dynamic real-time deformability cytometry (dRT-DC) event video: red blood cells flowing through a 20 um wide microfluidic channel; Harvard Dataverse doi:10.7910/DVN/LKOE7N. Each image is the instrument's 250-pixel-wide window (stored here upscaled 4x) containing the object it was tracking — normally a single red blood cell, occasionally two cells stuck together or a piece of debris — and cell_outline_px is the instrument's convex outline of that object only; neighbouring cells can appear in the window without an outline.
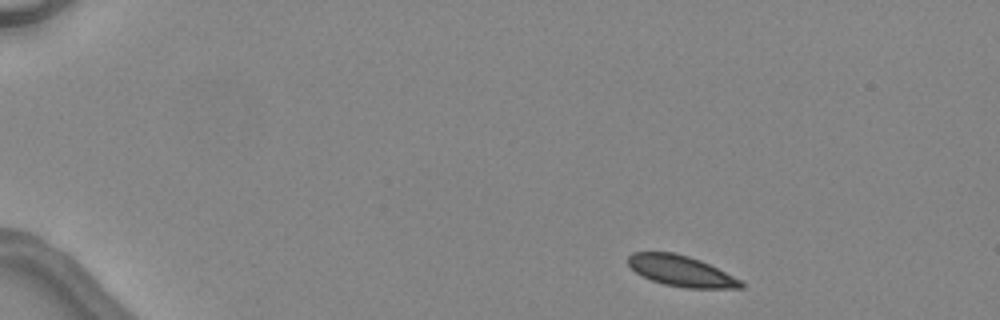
{"species": "common noctule bat (a hibernating species)", "species_latin": "Nyctalus noctula", "temperature_condition": "warm", "stored_images_in_passage": 4, "camera_frame_rate_fps": 3000, "um_per_image_px": 0.085, "animal": {"sex": "female", "body_mass_g": 24.6, "forearm_length_mm": 56.2}, "frame": {"image": 1, "passage_image": 1, "time_ms": 0.0, "image_size_px": [1000, 320], "cell_outline_px": [[744, 288], [684, 288], [664, 284], [652, 280], [636, 272], [628, 264], [628, 256], [632, 252], [672, 252], [688, 256], [700, 260], [740, 280], [744, 284]], "centroid_in_image_um": [57.87, 23.03], "position_along_channel_um": 27.1, "area_um2": 19.94}}
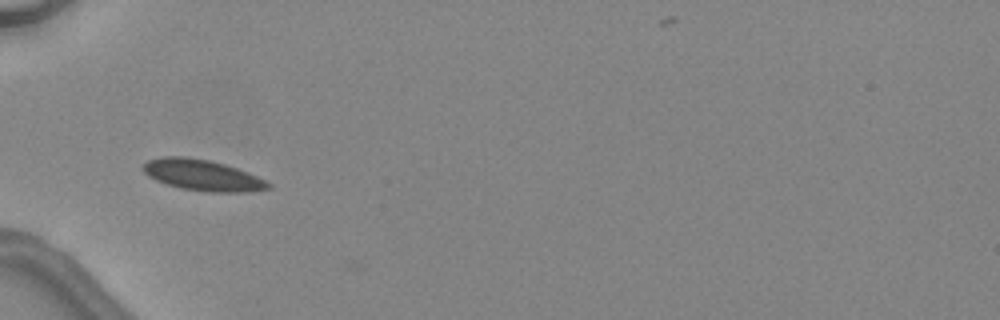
{"frame": {"image": 2, "passage_image": 4, "time_ms": 3.333, "image_size_px": [1000, 320], "cell_outline_px": [[272, 188], [248, 192], [208, 192], [180, 188], [156, 180], [148, 176], [140, 168], [148, 160], [164, 156], [184, 156], [208, 160], [224, 164], [248, 172], [272, 184]], "centroid_in_image_um": [17.2, 14.89], "position_along_channel_um": 67.8, "area_um2": 22.6}}